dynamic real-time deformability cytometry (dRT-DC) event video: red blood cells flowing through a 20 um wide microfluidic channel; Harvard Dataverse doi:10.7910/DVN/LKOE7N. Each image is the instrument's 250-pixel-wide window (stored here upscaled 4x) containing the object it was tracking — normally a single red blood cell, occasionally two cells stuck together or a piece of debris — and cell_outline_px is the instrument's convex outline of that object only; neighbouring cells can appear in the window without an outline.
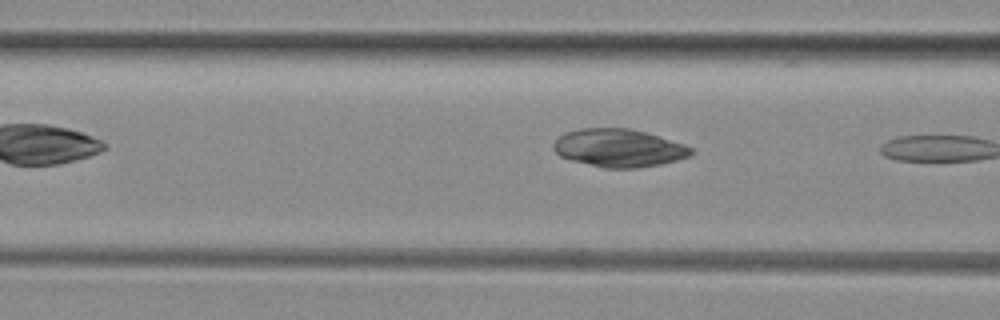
{"species": "common noctule bat (a hibernating species)", "species_latin": "Nyctalus noctula", "temperature_condition": "room temperature", "stored_images_in_passage": 4, "camera_frame_rate_fps": 3000, "um_per_image_px": 0.085, "animal": {"sex": "female", "body_mass_g": 29.2, "forearm_length_mm": 56.3}, "frame": {"image": 1, "passage_image": 3, "time_ms": 2.333, "image_size_px": [1000, 320], "cell_outline_px": [[696, 152], [692, 156], [660, 164], [636, 168], [604, 168], [572, 160], [560, 156], [552, 148], [552, 144], [564, 132], [580, 128], [628, 128], [644, 132], [684, 144], [692, 148]], "centroid_in_image_um": [52.6, 12.58], "position_along_channel_um": 114.0, "area_um2": 30.4}}